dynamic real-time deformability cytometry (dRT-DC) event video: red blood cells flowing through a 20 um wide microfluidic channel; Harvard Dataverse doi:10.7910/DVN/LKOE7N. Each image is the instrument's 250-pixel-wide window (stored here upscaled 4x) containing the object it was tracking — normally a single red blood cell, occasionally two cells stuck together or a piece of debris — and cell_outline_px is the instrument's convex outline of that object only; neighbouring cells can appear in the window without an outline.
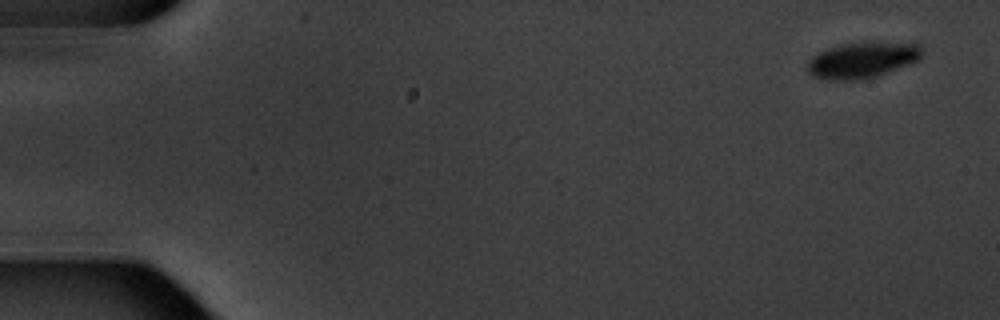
{"species": "common noctule bat (a hibernating species)", "species_latin": "Nyctalus noctula", "temperature_condition": "warm", "stored_images_in_passage": 6, "camera_frame_rate_fps": 3000, "um_per_image_px": 0.085, "animal": {"sex": "male", "body_mass_g": 20.1, "forearm_length_mm": 53.5}, "frame": {"image": 1, "passage_image": 1, "time_ms": 0.0, "image_size_px": [1000, 320], "cell_outline_px": [[920, 60], [876, 76], [864, 80], [828, 80], [812, 76], [804, 68], [808, 60], [812, 56], [828, 48], [844, 44], [868, 40], [916, 44], [920, 48]], "centroid_in_image_um": [73.23, 5.1], "position_along_channel_um": 11.8, "area_um2": 24.33}}
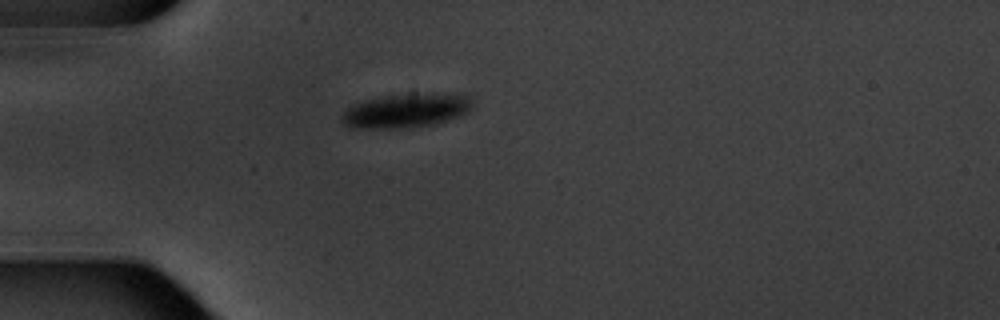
{"frame": {"image": 2, "passage_image": 5, "time_ms": 4.667, "image_size_px": [1000, 320], "cell_outline_px": [[472, 108], [468, 112], [460, 116], [436, 124], [408, 128], [352, 128], [344, 124], [340, 120], [340, 116], [352, 104], [364, 100], [384, 96], [468, 96], [472, 100]], "centroid_in_image_um": [34.42, 9.47], "position_along_channel_um": 50.6, "area_um2": 25.03}}